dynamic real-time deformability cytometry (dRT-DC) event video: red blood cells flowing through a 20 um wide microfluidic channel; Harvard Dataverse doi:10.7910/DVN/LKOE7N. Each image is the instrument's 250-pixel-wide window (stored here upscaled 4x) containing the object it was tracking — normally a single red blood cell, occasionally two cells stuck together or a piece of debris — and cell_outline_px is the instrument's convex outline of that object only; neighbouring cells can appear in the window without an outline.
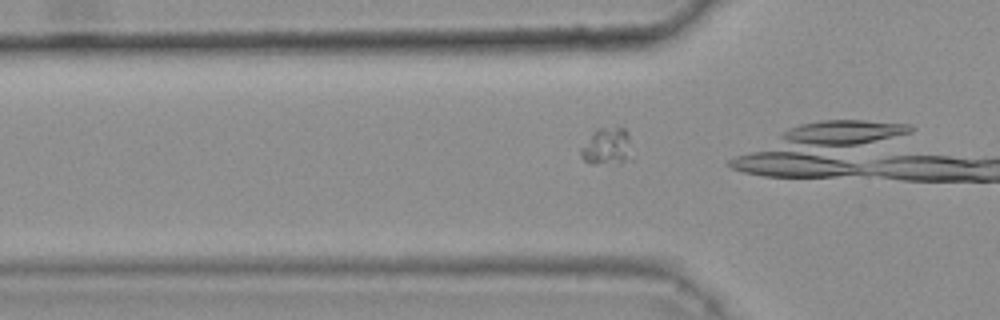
{"species": "common noctule bat (a hibernating species)", "species_latin": "Nyctalus noctula", "temperature_condition": "warm", "stored_images_in_passage": 5, "camera_frame_rate_fps": 3000, "um_per_image_px": 0.085, "animal": {"sex": "female", "body_mass_g": 25.1}, "frame": {"image": 1, "passage_image": 3, "time_ms": 0.667, "image_size_px": [1000, 320], "cell_outline_px": [[632, 160], [620, 164], [592, 164], [584, 160], [580, 156], [580, 148], [592, 132], [596, 128], [624, 128], [628, 132]], "centroid_in_image_um": [51.6, 12.48], "position_along_channel_um": 74.2, "area_um2": 11.39}}